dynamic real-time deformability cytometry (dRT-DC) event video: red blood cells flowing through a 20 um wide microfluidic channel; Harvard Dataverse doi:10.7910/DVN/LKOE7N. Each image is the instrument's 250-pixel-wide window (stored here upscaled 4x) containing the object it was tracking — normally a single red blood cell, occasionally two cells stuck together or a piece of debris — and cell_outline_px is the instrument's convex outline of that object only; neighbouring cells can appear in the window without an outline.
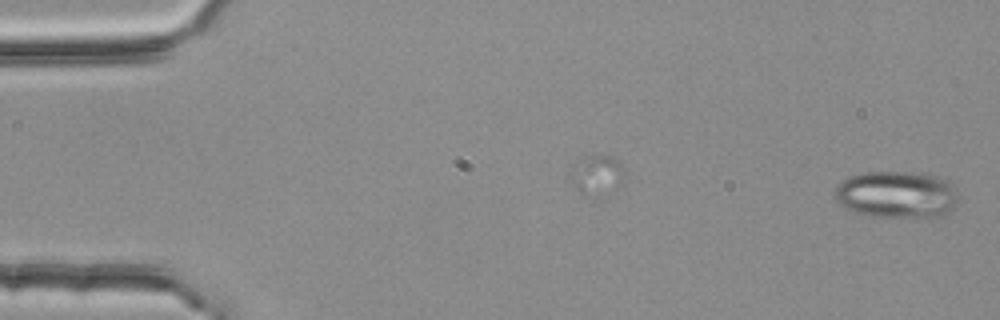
{"species": "common noctule bat (a hibernating species)", "species_latin": "Nyctalus noctula", "temperature_condition": "room temperature", "stored_images_in_passage": 3, "camera_frame_rate_fps": 3000, "um_per_image_px": 0.085, "animal": {"sex": "female", "body_mass_g": 25.1}, "frame": {"image": 1, "passage_image": 1, "time_ms": 0.0, "image_size_px": [1000, 320], "cell_outline_px": [[956, 200], [952, 208], [940, 216], [876, 216], [852, 212], [836, 204], [836, 188], [840, 180], [848, 176], [864, 172], [928, 172], [944, 180], [956, 192]], "centroid_in_image_um": [76.12, 16.51], "position_along_channel_um": 8.9, "area_um2": 33.58}}